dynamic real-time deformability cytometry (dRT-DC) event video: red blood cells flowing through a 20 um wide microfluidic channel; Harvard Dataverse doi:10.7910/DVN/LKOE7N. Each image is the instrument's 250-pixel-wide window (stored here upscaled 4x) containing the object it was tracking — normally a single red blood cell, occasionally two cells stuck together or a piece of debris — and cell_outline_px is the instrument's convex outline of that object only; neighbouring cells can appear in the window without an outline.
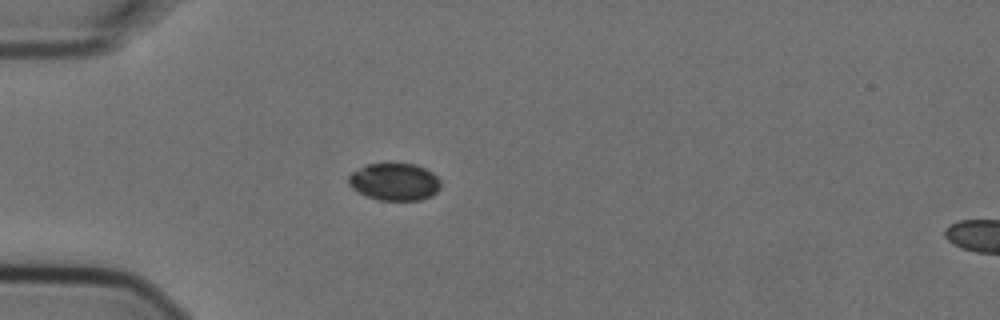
{"species": "Egyptian fruit bat (a non-hibernating species)", "species_latin": "Rousettus aegyptiacus", "temperature_condition": "cold", "stored_images_in_passage": 6, "segment_of_instrument_passage": [1, 2], "camera_frame_rate_fps": 3000, "um_per_image_px": 0.085, "animal": {"sex": "female"}, "frame": {"image": 1, "passage_image": 5, "time_ms": 1.333, "image_size_px": [1000, 320], "cell_outline_px": [[440, 188], [436, 192], [420, 200], [380, 200], [356, 192], [348, 184], [348, 176], [352, 172], [364, 164], [416, 164], [432, 172], [440, 180]], "centroid_in_image_um": [33.5, 15.45], "position_along_channel_um": 51.5, "area_um2": 20.0}}